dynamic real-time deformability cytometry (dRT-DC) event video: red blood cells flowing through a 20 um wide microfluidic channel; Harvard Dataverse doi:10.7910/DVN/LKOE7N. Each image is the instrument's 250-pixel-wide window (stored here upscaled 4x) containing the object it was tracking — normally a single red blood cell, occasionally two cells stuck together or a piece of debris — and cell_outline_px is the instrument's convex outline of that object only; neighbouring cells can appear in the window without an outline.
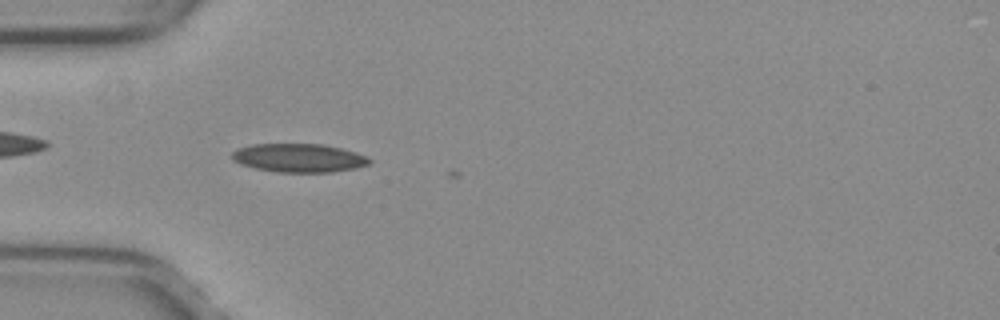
{"species": "common noctule bat (a hibernating species)", "species_latin": "Nyctalus noctula", "temperature_condition": "warm", "stored_images_in_passage": 5, "camera_frame_rate_fps": 3000, "um_per_image_px": 0.085, "animal": {"sex": "female", "body_mass_g": 29.2, "forearm_length_mm": 56.3}, "frame": {"image": 1, "passage_image": 3, "time_ms": 0.667, "image_size_px": [1000, 320], "cell_outline_px": [[372, 160], [368, 164], [356, 168], [332, 172], [276, 172], [256, 168], [240, 164], [232, 160], [232, 152], [236, 148], [252, 144], [324, 144], [356, 152]], "centroid_in_image_um": [25.37, 13.42], "position_along_channel_um": 59.6, "area_um2": 22.89}}